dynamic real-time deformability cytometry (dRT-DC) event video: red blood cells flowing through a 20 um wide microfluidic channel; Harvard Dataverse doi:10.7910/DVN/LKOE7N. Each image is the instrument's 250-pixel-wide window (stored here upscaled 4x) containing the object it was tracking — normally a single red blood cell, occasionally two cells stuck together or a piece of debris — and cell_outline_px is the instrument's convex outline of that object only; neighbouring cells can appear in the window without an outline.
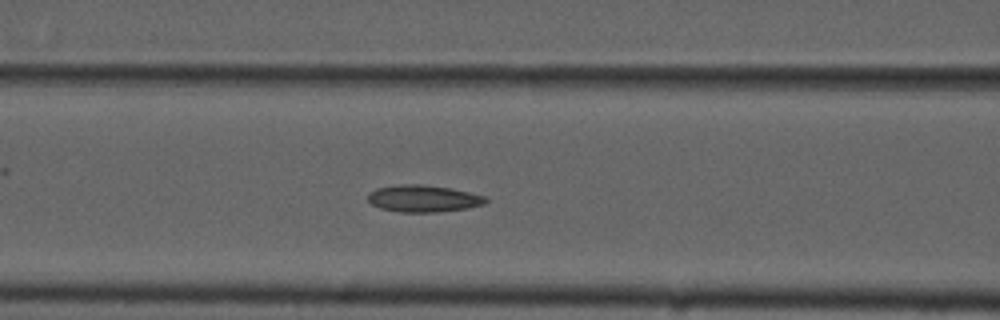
{"species": "common noctule bat (a hibernating species)", "species_latin": "Nyctalus noctula", "temperature_condition": "cold", "stored_images_in_passage": 19, "camera_frame_rate_fps": 3000, "um_per_image_px": 0.085, "animal": {"sex": "male", "forearm_length_mm": 52.5}, "frame": {"image": 1, "passage_image": 14, "time_ms": 4.333, "image_size_px": [1000, 320], "cell_outline_px": [[488, 200], [484, 204], [468, 208], [436, 212], [400, 212], [380, 208], [372, 204], [368, 200], [368, 192], [376, 188], [400, 184], [420, 184], [452, 188], [484, 196]], "centroid_in_image_um": [35.96, 16.87], "position_along_channel_um": 130.6, "area_um2": 18.5}}